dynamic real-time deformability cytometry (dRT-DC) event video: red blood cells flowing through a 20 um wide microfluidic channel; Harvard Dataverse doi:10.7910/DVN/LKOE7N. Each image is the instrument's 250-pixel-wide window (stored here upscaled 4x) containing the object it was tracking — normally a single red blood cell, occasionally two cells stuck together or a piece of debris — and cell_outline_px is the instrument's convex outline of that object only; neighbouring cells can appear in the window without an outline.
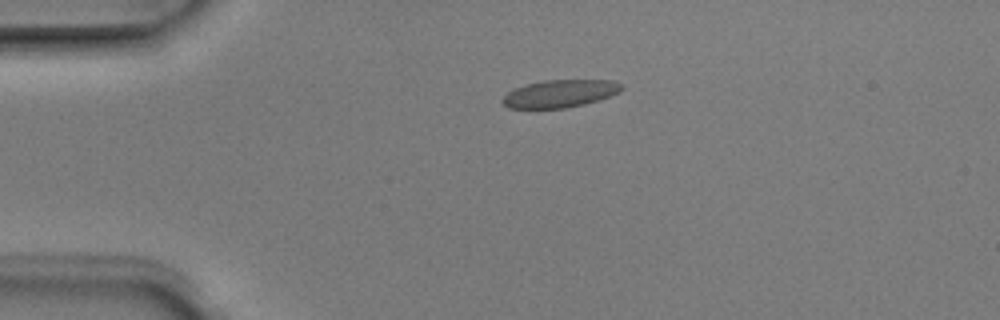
{"species": "Egyptian fruit bat (a non-hibernating species)", "species_latin": "Rousettus aegyptiacus", "temperature_condition": "room temperature", "stored_images_in_passage": 2, "camera_frame_rate_fps": 3000, "um_per_image_px": 0.085, "animal": {"sex": "male"}, "frame": {"image": 1, "passage_image": 1, "time_ms": 0.0, "image_size_px": [1000, 320], "cell_outline_px": [[624, 88], [608, 96], [584, 104], [564, 108], [508, 108], [500, 100], [508, 92], [516, 88], [528, 84], [544, 80], [612, 80], [624, 84]], "centroid_in_image_um": [47.59, 7.95], "position_along_channel_um": 37.4, "area_um2": 18.9}}